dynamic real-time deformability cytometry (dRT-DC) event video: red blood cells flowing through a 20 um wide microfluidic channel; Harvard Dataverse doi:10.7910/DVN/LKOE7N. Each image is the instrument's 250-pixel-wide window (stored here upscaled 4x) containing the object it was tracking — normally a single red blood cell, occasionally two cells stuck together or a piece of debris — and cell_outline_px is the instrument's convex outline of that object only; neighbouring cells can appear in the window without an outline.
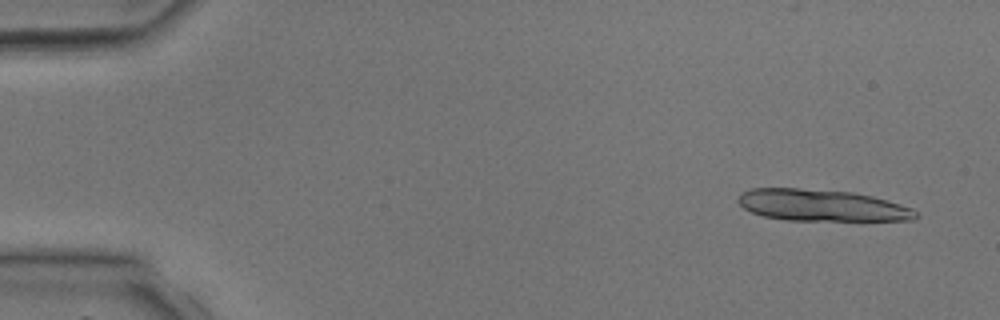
{"species": "common noctule bat (a hibernating species)", "species_latin": "Nyctalus noctula", "temperature_condition": "room temperature", "stored_images_in_passage": 4, "camera_frame_rate_fps": 3000, "um_per_image_px": 0.085, "animal": {"sex": "male", "body_mass_g": 17.9, "forearm_length_mm": 54.2}, "frame": {"image": 1, "passage_image": 1, "time_ms": 0.0, "image_size_px": [1000, 320], "cell_outline_px": [[920, 216], [916, 220], [784, 220], [764, 216], [752, 212], [744, 208], [736, 200], [740, 192], [752, 188], [800, 188], [852, 192], [872, 196], [900, 204], [912, 208]], "centroid_in_image_um": [69.83, 17.45], "position_along_channel_um": 15.2, "area_um2": 32.77}}
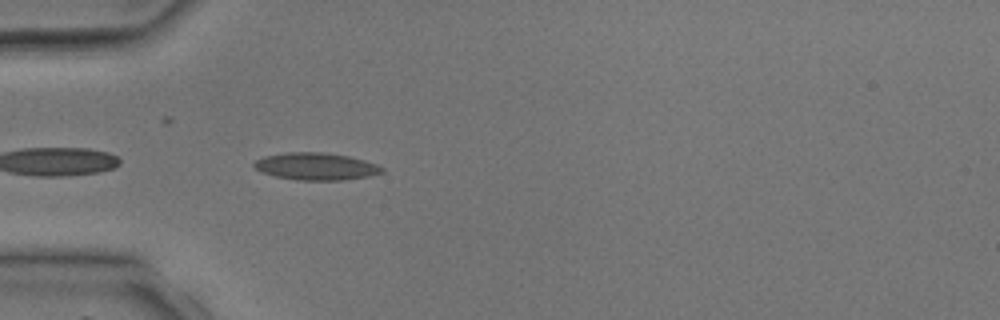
{"frame": {"image": 2, "passage_image": 4, "time_ms": 3.333, "image_size_px": [1000, 320], "cell_outline_px": [[384, 172], [368, 176], [340, 180], [296, 180], [276, 176], [260, 172], [252, 164], [256, 160], [264, 156], [288, 152], [324, 152], [348, 156], [364, 160], [376, 164], [384, 168]], "centroid_in_image_um": [26.84, 14.14], "position_along_channel_um": 58.2, "area_um2": 20.23}}